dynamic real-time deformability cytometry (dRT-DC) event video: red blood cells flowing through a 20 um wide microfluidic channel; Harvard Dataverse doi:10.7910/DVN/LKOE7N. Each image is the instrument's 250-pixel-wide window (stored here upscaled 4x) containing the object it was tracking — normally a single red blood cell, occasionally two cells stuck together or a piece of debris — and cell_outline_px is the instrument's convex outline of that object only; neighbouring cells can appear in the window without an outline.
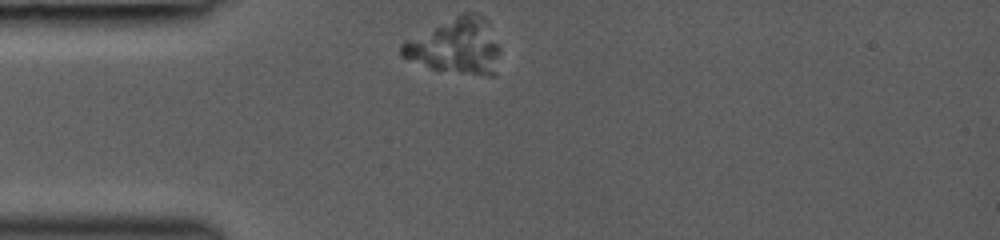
{"species": "common noctule bat (a hibernating species)", "species_latin": "Nyctalus noctula", "temperature_condition": "room temperature", "stored_images_in_passage": 8, "camera_frame_rate_fps": 3000, "um_per_image_px": 0.085, "animal": {"sex": "female", "body_mass_g": 19.0, "forearm_length_mm": 53.3}, "frame": {"image": 1, "passage_image": 1, "time_ms": 0.0, "image_size_px": [1000, 240], "cell_outline_px": [[500, 52], [496, 76], [488, 76], [432, 68], [400, 56], [400, 44], [464, 12], [476, 12], [484, 16], [500, 48]], "centroid_in_image_um": [38.81, 3.94], "position_along_channel_um": 46.2, "area_um2": 31.21}}
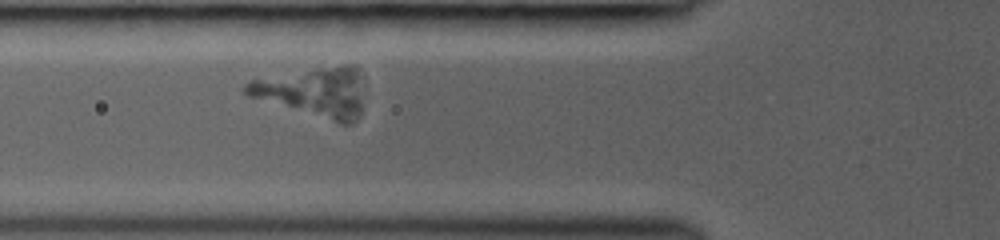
{"frame": {"image": 2, "passage_image": 5, "time_ms": 1.667, "image_size_px": [1000, 240], "cell_outline_px": [[360, 112], [356, 120], [352, 124], [340, 124], [248, 96], [244, 92], [244, 84], [252, 80], [320, 68], [344, 64], [356, 64], [360, 104]], "centroid_in_image_um": [26.64, 7.86], "position_along_channel_um": 99.2, "area_um2": 32.95}}